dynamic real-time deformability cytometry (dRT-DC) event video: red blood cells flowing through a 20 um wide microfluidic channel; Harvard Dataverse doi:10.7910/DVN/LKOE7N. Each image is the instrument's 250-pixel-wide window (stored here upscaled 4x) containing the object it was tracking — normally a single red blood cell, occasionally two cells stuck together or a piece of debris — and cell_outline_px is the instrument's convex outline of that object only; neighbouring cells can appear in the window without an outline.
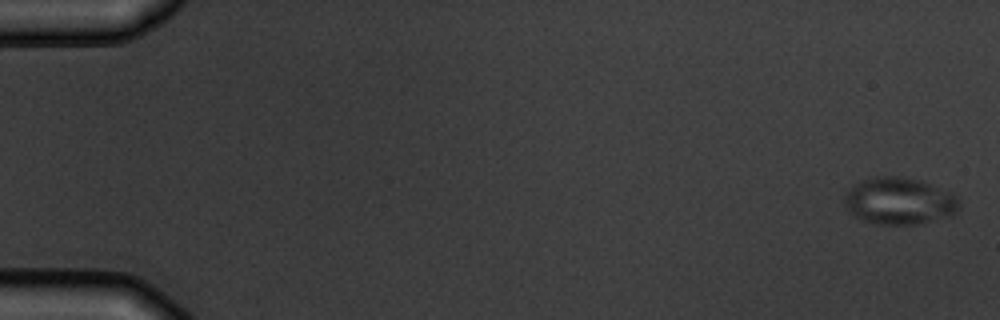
{"species": "common noctule bat (a hibernating species)", "species_latin": "Nyctalus noctula", "temperature_condition": "warm", "stored_images_in_passage": 5, "camera_frame_rate_fps": 3000, "um_per_image_px": 0.085, "animal": {"sex": "male", "body_mass_g": 19.5, "forearm_length_mm": 54.6}, "frame": {"image": 1, "passage_image": 1, "time_ms": 0.0, "image_size_px": [1000, 320], "cell_outline_px": [[960, 208], [952, 216], [916, 224], [876, 224], [864, 220], [848, 212], [844, 204], [844, 196], [848, 188], [860, 180], [876, 176], [900, 176], [924, 180], [952, 192], [960, 200]], "centroid_in_image_um": [76.46, 17.06], "position_along_channel_um": 8.5, "area_um2": 32.02}}